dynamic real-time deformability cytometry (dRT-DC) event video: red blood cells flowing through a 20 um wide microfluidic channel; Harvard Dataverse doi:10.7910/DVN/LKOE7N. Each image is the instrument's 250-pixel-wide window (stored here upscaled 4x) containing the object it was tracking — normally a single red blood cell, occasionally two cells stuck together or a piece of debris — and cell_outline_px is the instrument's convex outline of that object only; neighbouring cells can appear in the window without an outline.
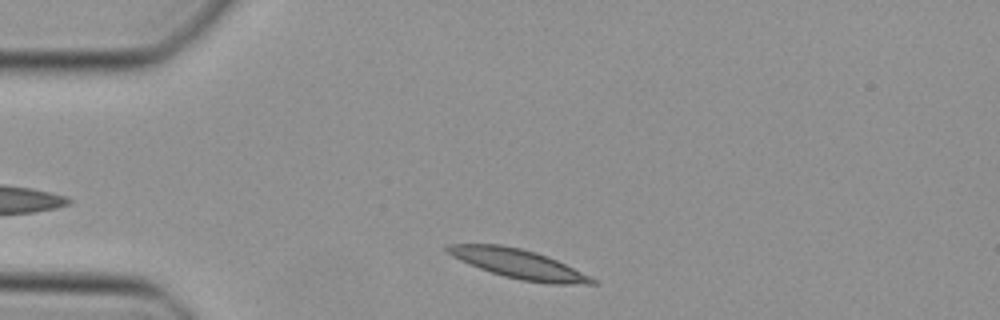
{"species": "Egyptian fruit bat (a non-hibernating species)", "species_latin": "Rousettus aegyptiacus", "temperature_condition": "cold", "stored_images_in_passage": 32, "camera_frame_rate_fps": 3000, "um_per_image_px": 0.085, "animal": {"sex": "female"}, "frame": {"image": 1, "passage_image": 2, "time_ms": 0.333, "image_size_px": [1000, 320], "cell_outline_px": [[596, 284], [552, 284], [520, 280], [504, 276], [480, 268], [460, 260], [452, 256], [444, 248], [448, 244], [500, 244], [520, 248], [536, 252], [556, 260], [596, 280]], "centroid_in_image_um": [44.03, 22.42], "position_along_channel_um": 41.0, "area_um2": 24.16}}
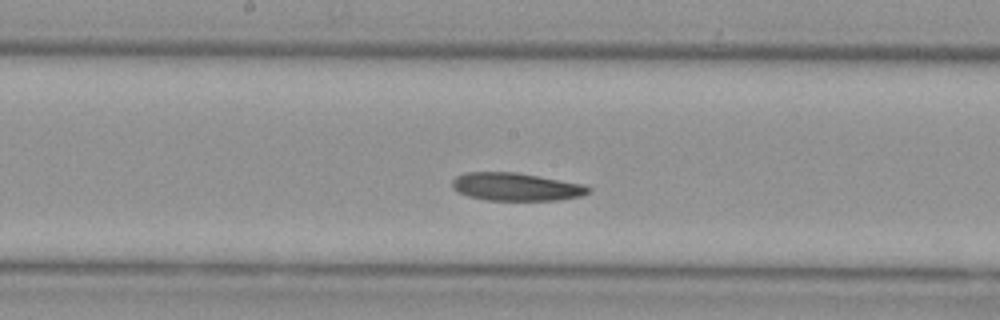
{"frame": {"image": 2, "passage_image": 16, "time_ms": 5.0, "image_size_px": [1000, 320], "cell_outline_px": [[592, 192], [580, 196], [556, 200], [484, 200], [468, 196], [452, 188], [452, 180], [456, 176], [464, 172], [516, 172], [584, 184], [592, 188]], "centroid_in_image_um": [43.87, 15.87], "position_along_channel_um": 204.3, "area_um2": 22.25}}
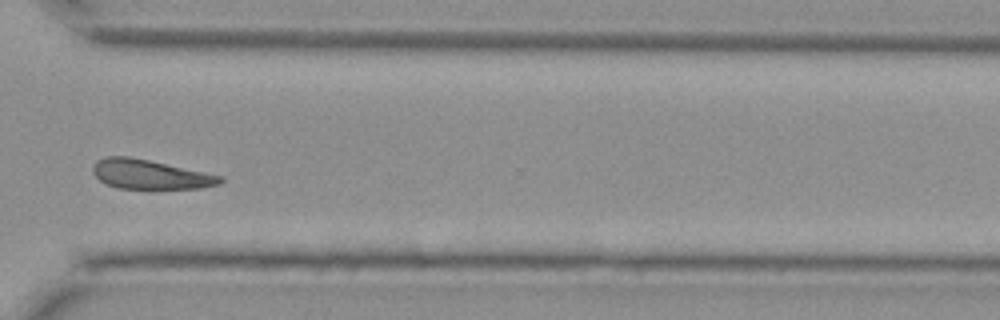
{"frame": {"image": 3, "passage_image": 27, "time_ms": 8.667, "image_size_px": [1000, 320], "cell_outline_px": [[224, 180], [220, 184], [200, 188], [116, 188], [104, 184], [92, 172], [92, 168], [96, 160], [104, 156], [128, 156], [148, 160], [224, 176]], "centroid_in_image_um": [12.73, 14.82], "position_along_channel_um": 357.9, "area_um2": 21.79}}